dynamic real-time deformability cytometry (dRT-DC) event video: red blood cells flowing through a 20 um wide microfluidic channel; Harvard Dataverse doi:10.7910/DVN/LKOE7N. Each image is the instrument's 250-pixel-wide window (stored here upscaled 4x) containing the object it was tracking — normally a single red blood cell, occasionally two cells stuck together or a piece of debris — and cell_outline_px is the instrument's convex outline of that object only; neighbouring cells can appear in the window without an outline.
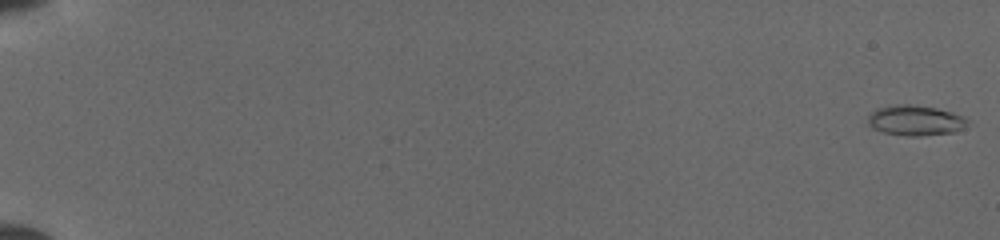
{"species": "common noctule bat (a hibernating species)", "species_latin": "Nyctalus noctula", "temperature_condition": "cold", "stored_images_in_passage": 44, "camera_frame_rate_fps": 3000, "um_per_image_px": 0.085, "animal": {"sex": "female", "body_mass_g": 19.5, "forearm_length_mm": 54.1}, "frame": {"image": 1, "passage_image": 1, "time_ms": 0.0, "image_size_px": [1000, 240], "cell_outline_px": [[968, 124], [964, 128], [952, 132], [920, 136], [904, 136], [884, 132], [872, 128], [868, 124], [868, 116], [876, 108], [896, 104], [908, 104], [936, 108], [952, 112], [964, 116], [968, 120]], "centroid_in_image_um": [77.8, 10.23], "position_along_channel_um": 7.2, "area_um2": 17.63}}
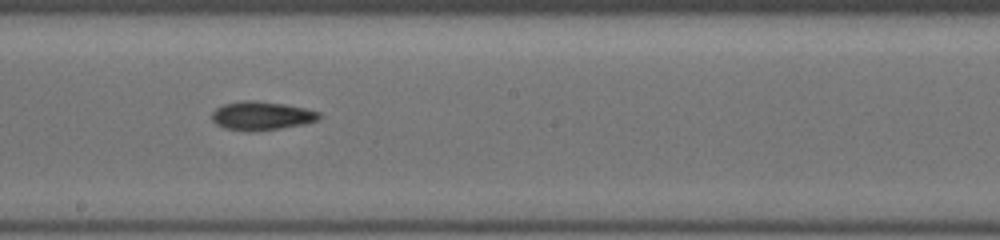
{"frame": {"image": 2, "passage_image": 28, "time_ms": 10.333, "image_size_px": [1000, 240], "cell_outline_px": [[320, 116], [316, 120], [304, 124], [280, 128], [252, 132], [244, 132], [224, 128], [216, 124], [212, 120], [212, 112], [216, 108], [224, 104], [248, 100], [252, 100], [280, 104], [304, 108], [320, 112]], "centroid_in_image_um": [22.18, 9.86], "position_along_channel_um": 226.0, "area_um2": 17.74}}
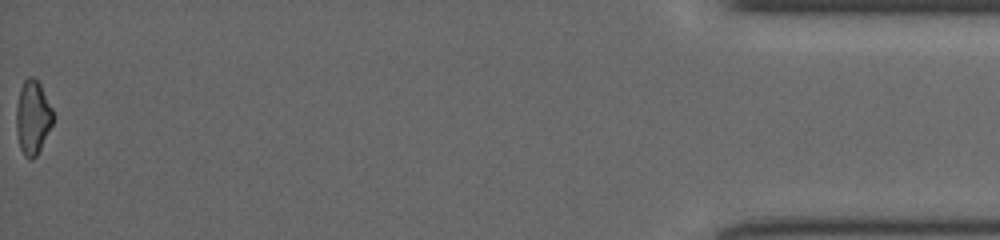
{"frame": {"image": 3, "passage_image": 44, "time_ms": 17.333, "image_size_px": [1000, 240], "cell_outline_px": [[52, 124], [36, 156], [32, 160], [28, 160], [24, 156], [20, 148], [16, 128], [16, 104], [20, 88], [24, 80], [28, 76], [32, 76], [40, 84], [52, 108]], "centroid_in_image_um": [2.75, 9.98], "position_along_channel_um": 432.4, "area_um2": 15.72}}